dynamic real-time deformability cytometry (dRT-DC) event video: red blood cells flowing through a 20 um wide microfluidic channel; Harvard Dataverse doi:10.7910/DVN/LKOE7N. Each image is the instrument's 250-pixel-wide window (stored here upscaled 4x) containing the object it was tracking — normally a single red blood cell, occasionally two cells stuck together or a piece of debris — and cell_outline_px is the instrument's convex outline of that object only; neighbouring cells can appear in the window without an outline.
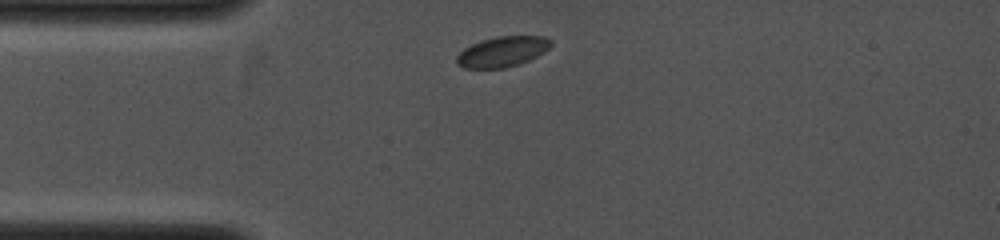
{"species": "common noctule bat (a hibernating species)", "species_latin": "Nyctalus noctula", "temperature_condition": "cold", "stored_images_in_passage": 2, "camera_frame_rate_fps": 4000, "um_per_image_px": 0.085, "animal": {"sex": "female", "body_mass_g": 19.0, "forearm_length_mm": 53.3}, "frame": {"image": 1, "passage_image": 1, "time_ms": 0.0, "image_size_px": [1000, 240], "cell_outline_px": [[552, 44], [544, 52], [520, 64], [504, 68], [464, 68], [456, 64], [456, 56], [464, 48], [480, 40], [496, 36], [544, 36], [552, 40]], "centroid_in_image_um": [42.69, 4.39], "position_along_channel_um": 42.3, "area_um2": 16.76}}
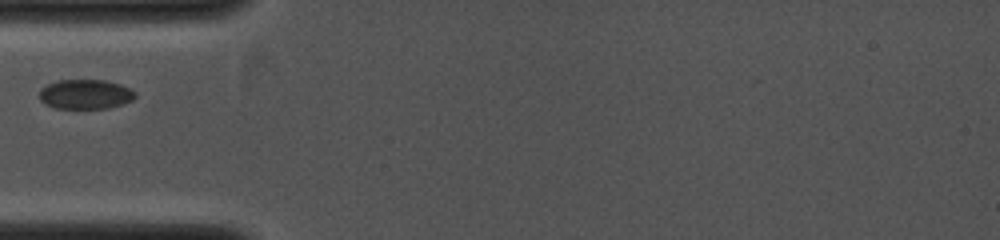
{"frame": {"image": 2, "passage_image": 2, "time_ms": 1.0, "image_size_px": [1000, 240], "cell_outline_px": [[136, 96], [132, 100], [124, 104], [108, 108], [56, 108], [44, 104], [40, 100], [40, 88], [48, 84], [60, 80], [104, 80], [120, 84], [132, 88], [136, 92]], "centroid_in_image_um": [7.29, 8.01], "position_along_channel_um": 77.7, "area_um2": 16.65}}